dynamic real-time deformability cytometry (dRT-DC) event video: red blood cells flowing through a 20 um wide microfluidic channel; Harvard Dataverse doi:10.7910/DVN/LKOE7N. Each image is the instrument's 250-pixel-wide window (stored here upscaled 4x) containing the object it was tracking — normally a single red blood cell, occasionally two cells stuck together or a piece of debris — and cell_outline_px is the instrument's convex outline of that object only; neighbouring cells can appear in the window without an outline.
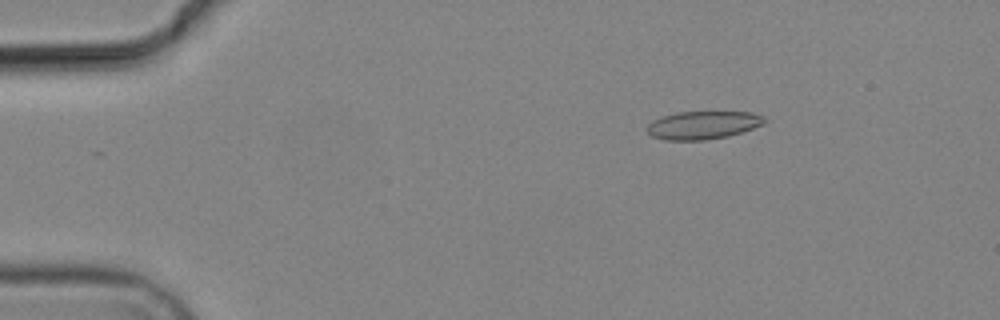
{"species": "common noctule bat (a hibernating species)", "species_latin": "Nyctalus noctula", "temperature_condition": "cold", "stored_images_in_passage": 5, "camera_frame_rate_fps": 3000, "um_per_image_px": 0.085, "animal": {"sex": "male", "body_mass_g": 19.2, "forearm_length_mm": 51.8}, "frame": {"image": 1, "passage_image": 3, "time_ms": 2.667, "image_size_px": [1000, 320], "cell_outline_px": [[768, 120], [764, 124], [728, 136], [704, 140], [664, 140], [652, 136], [648, 132], [648, 124], [652, 120], [676, 112], [752, 112], [764, 116]], "centroid_in_image_um": [59.77, 10.63], "position_along_channel_um": 25.2, "area_um2": 19.13}}